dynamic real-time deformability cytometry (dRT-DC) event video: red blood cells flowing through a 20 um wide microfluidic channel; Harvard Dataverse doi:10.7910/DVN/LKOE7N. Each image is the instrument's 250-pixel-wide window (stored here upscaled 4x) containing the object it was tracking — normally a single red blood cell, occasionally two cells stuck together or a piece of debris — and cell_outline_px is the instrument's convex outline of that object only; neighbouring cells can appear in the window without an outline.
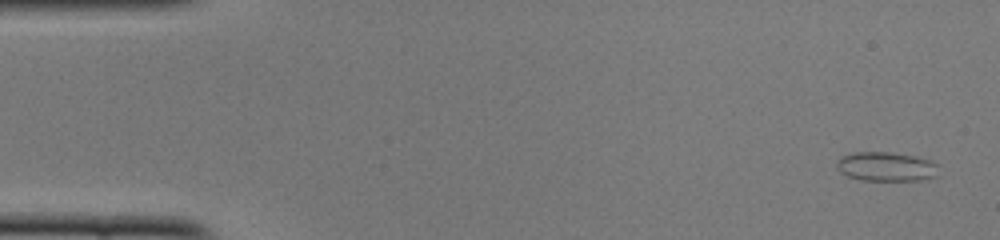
{"species": "common noctule bat (a hibernating species)", "species_latin": "Nyctalus noctula", "temperature_condition": "cold", "stored_images_in_passage": 10, "camera_frame_rate_fps": 3000, "um_per_image_px": 0.085, "animal": {"sex": "female", "body_mass_g": 22.0, "forearm_length_mm": 56.7}, "frame": {"image": 1, "passage_image": 1, "time_ms": 0.0, "image_size_px": [1000, 240], "cell_outline_px": [[936, 176], [924, 180], [860, 180], [848, 176], [840, 172], [836, 168], [836, 160], [840, 156], [852, 152], [892, 152], [916, 156], [928, 160], [936, 164]], "centroid_in_image_um": [75.26, 14.15], "position_along_channel_um": 9.7, "area_um2": 17.46}}